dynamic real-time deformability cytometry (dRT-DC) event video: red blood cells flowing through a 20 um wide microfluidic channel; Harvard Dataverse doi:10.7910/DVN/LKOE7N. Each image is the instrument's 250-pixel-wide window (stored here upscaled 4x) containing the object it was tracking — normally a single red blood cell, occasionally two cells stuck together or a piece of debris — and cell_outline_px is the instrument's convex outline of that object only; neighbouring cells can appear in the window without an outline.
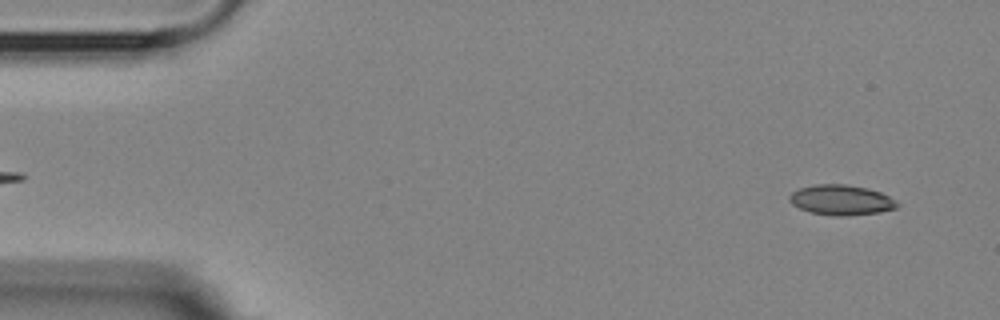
{"species": "Egyptian fruit bat (a non-hibernating species)", "species_latin": "Rousettus aegyptiacus", "temperature_condition": "room temperature", "stored_images_in_passage": 6, "camera_frame_rate_fps": 3000, "um_per_image_px": 0.085, "animal": {"sex": "female"}, "frame": {"image": 1, "passage_image": 1, "time_ms": 0.0, "image_size_px": [1000, 320], "cell_outline_px": [[900, 204], [896, 208], [880, 212], [848, 216], [832, 216], [812, 212], [800, 208], [792, 204], [788, 200], [788, 196], [792, 192], [800, 188], [812, 184], [844, 184], [868, 188], [880, 192], [896, 200]], "centroid_in_image_um": [71.5, 17.0], "position_along_channel_um": 13.5, "area_um2": 19.07}}
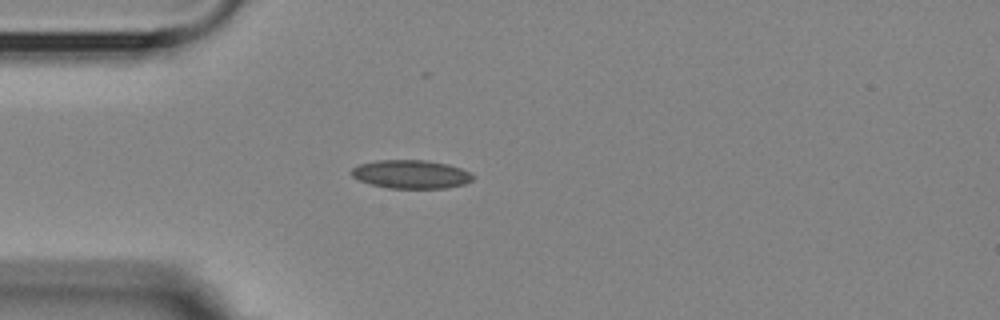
{"frame": {"image": 2, "passage_image": 4, "time_ms": 3.667, "image_size_px": [1000, 320], "cell_outline_px": [[472, 180], [464, 184], [448, 188], [388, 188], [372, 184], [360, 180], [352, 176], [352, 168], [360, 164], [376, 160], [428, 160], [448, 164], [460, 168], [468, 172], [472, 176]], "centroid_in_image_um": [34.94, 14.81], "position_along_channel_um": 50.1, "area_um2": 20.0}}
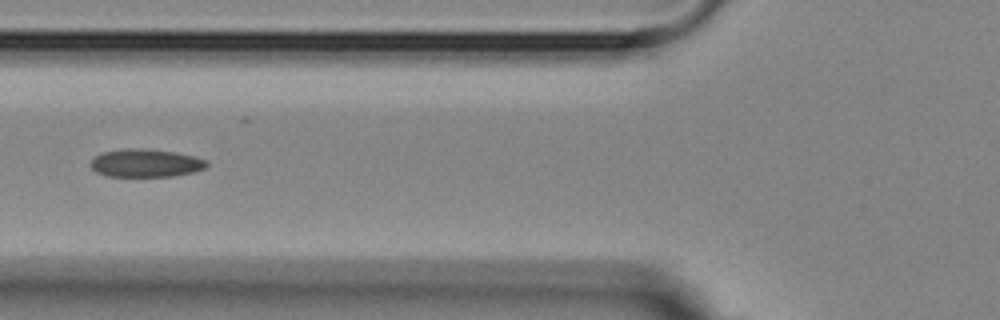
{"frame": {"image": 3, "passage_image": 6, "time_ms": 5.667, "image_size_px": [1000, 320], "cell_outline_px": [[208, 164], [204, 168], [192, 172], [172, 176], [104, 176], [96, 172], [88, 164], [100, 152], [128, 148], [144, 148], [176, 152], [196, 156], [208, 160]], "centroid_in_image_um": [12.37, 13.85], "position_along_channel_um": 113.4, "area_um2": 19.13}}